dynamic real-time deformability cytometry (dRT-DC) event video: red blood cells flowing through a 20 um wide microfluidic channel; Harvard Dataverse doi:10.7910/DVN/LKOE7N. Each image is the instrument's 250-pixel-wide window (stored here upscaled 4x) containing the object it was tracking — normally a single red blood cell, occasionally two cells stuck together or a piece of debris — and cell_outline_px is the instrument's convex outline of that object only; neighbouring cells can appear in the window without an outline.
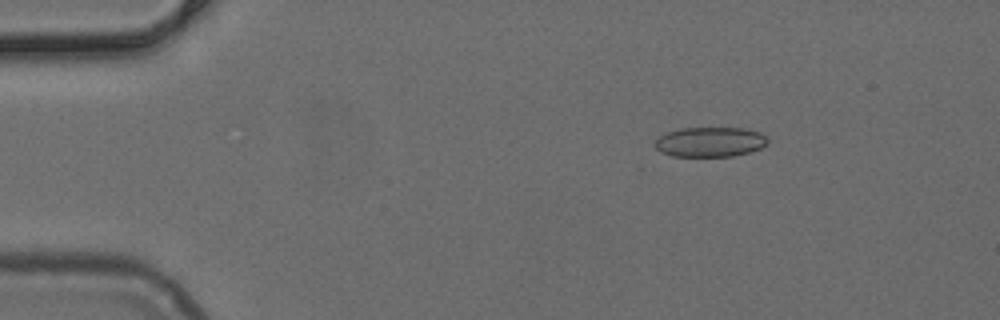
{"species": "common noctule bat (a hibernating species)", "species_latin": "Nyctalus noctula", "temperature_condition": "cold", "stored_images_in_passage": 44, "camera_frame_rate_fps": 3000, "um_per_image_px": 0.085, "animal": {"sex": "female", "body_mass_g": 24.6, "forearm_length_mm": 56.2}, "frame": {"image": 1, "passage_image": 1, "time_ms": 0.0, "image_size_px": [1000, 320], "cell_outline_px": [[768, 144], [760, 148], [748, 152], [732, 156], [672, 156], [660, 152], [652, 144], [660, 136], [668, 132], [680, 128], [744, 128], [760, 132], [768, 136]], "centroid_in_image_um": [60.36, 12.06], "position_along_channel_um": 24.6, "area_um2": 19.71}}
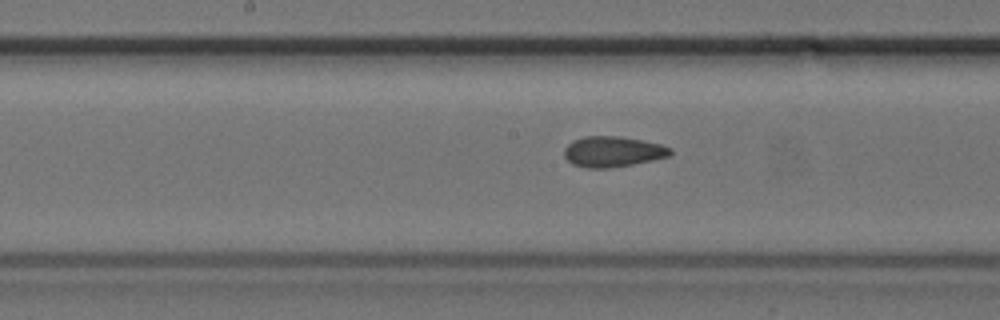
{"frame": {"image": 2, "passage_image": 19, "time_ms": 6.0, "image_size_px": [1000, 320], "cell_outline_px": [[672, 152], [668, 156], [652, 160], [632, 164], [608, 168], [588, 168], [572, 164], [564, 156], [564, 148], [572, 140], [584, 136], [620, 136], [660, 144], [672, 148]], "centroid_in_image_um": [52.05, 12.88], "position_along_channel_um": 196.1, "area_um2": 18.84}}
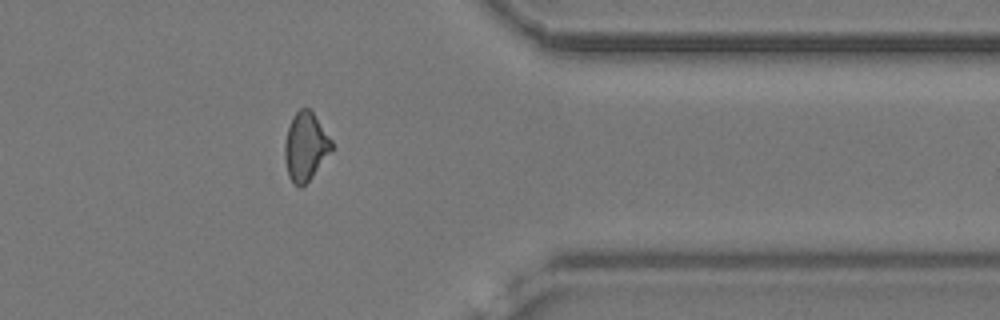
{"frame": {"image": 3, "passage_image": 34, "time_ms": 11.0, "image_size_px": [1000, 320], "cell_outline_px": [[332, 148], [312, 176], [300, 188], [292, 184], [288, 176], [284, 160], [284, 144], [288, 128], [292, 116], [300, 108], [308, 108], [312, 112], [332, 140]], "centroid_in_image_um": [25.92, 12.47], "position_along_channel_um": 385.5, "area_um2": 18.44}}